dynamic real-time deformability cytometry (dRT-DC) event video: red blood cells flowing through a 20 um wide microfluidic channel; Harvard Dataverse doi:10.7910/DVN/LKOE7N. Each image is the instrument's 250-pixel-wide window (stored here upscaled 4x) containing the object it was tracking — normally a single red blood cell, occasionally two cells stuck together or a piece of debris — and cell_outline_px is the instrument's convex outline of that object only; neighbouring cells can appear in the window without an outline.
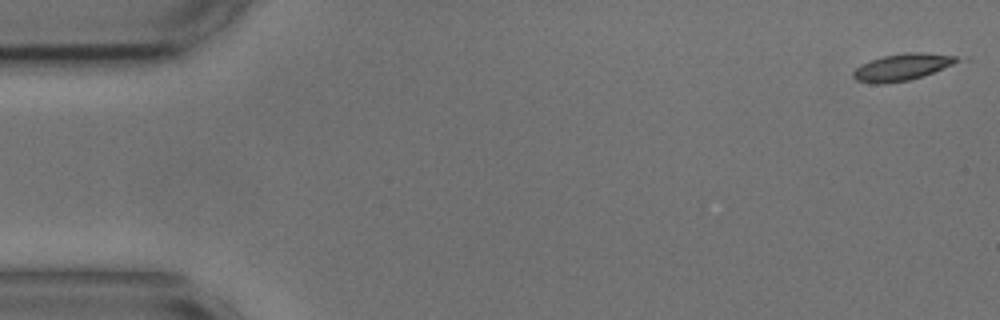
{"species": "common noctule bat (a hibernating species)", "species_latin": "Nyctalus noctula", "temperature_condition": "cold", "stored_images_in_passage": 8, "camera_frame_rate_fps": 3000, "um_per_image_px": 0.085, "animal": {"sex": "male", "body_mass_g": 17.9, "forearm_length_mm": 54.2}, "frame": {"image": 1, "passage_image": 1, "time_ms": 0.0, "image_size_px": [1000, 320], "cell_outline_px": [[960, 60], [952, 64], [924, 76], [908, 80], [884, 84], [872, 84], [856, 80], [852, 76], [852, 72], [860, 64], [884, 56], [908, 52], [920, 52], [956, 56]], "centroid_in_image_um": [76.62, 5.72], "position_along_channel_um": 8.4, "area_um2": 16.07}}